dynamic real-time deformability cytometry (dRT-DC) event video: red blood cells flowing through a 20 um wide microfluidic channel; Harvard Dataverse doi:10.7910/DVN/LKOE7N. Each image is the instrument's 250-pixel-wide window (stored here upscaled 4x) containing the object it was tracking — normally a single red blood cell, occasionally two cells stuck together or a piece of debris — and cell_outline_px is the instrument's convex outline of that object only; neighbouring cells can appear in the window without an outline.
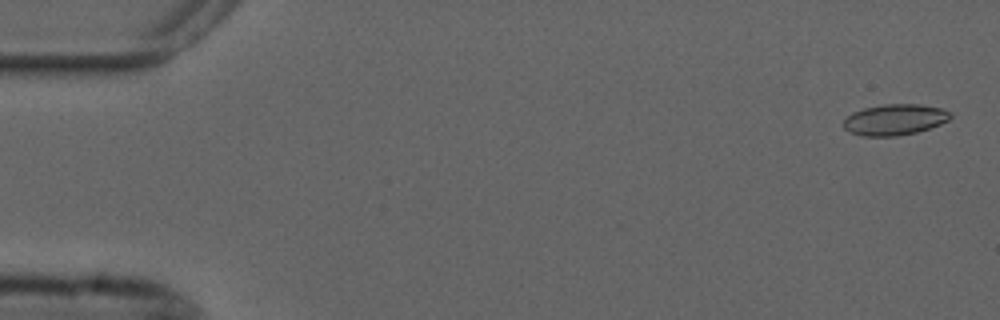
{"species": "common noctule bat (a hibernating species)", "species_latin": "Nyctalus noctula", "temperature_condition": "cold", "stored_images_in_passage": 55, "camera_frame_rate_fps": 3000, "um_per_image_px": 0.085, "animal": {"sex": "male", "forearm_length_mm": 52.5}, "frame": {"image": 1, "passage_image": 2, "time_ms": 0.333, "image_size_px": [1000, 320], "cell_outline_px": [[952, 116], [948, 120], [940, 124], [916, 132], [896, 136], [864, 136], [848, 132], [844, 128], [844, 120], [852, 112], [864, 108], [884, 104], [920, 104], [940, 108], [952, 112]], "centroid_in_image_um": [76.05, 10.16], "position_along_channel_um": 9.0, "area_um2": 19.25}}
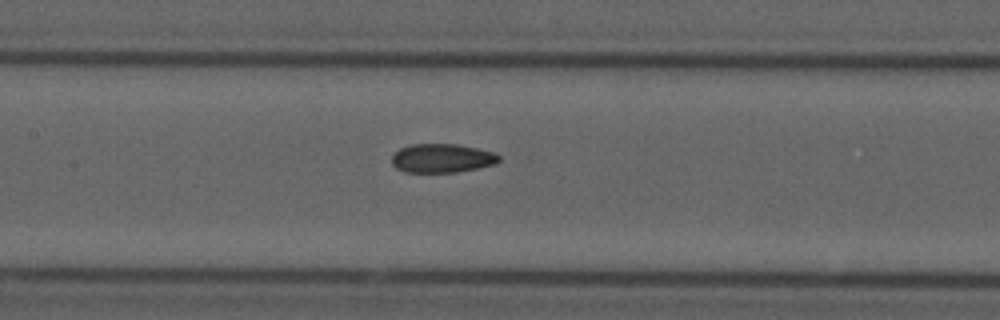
{"frame": {"image": 2, "passage_image": 26, "time_ms": 8.333, "image_size_px": [1000, 320], "cell_outline_px": [[500, 160], [496, 164], [456, 172], [404, 172], [396, 168], [392, 164], [392, 156], [400, 148], [412, 144], [456, 144], [496, 152], [500, 156]], "centroid_in_image_um": [37.58, 13.45], "position_along_channel_um": 169.8, "area_um2": 18.03}}
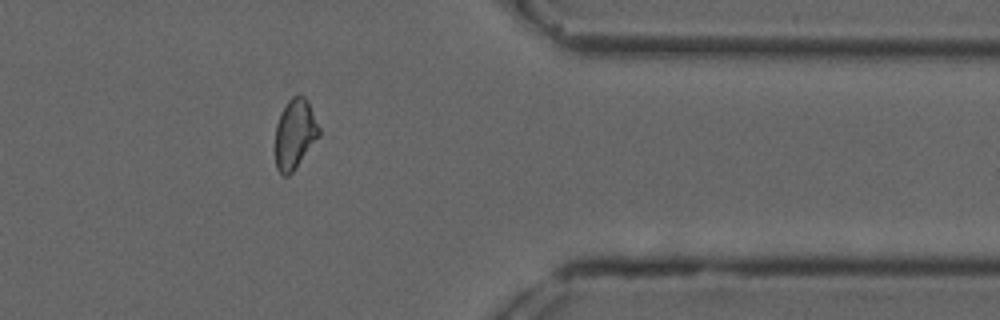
{"frame": {"image": 3, "passage_image": 45, "time_ms": 14.667, "image_size_px": [1000, 320], "cell_outline_px": [[320, 136], [292, 172], [288, 176], [284, 176], [276, 168], [276, 124], [280, 112], [288, 100], [292, 96], [304, 96], [308, 100], [320, 128]], "centroid_in_image_um": [25.07, 11.36], "position_along_channel_um": 386.3, "area_um2": 17.8}, "authors_computed_cell_mechanics": {"area_um2": 18.4382, "velocity_mm_per_s": 3.6892, "shape_relaxation_time_tau1_ms": null, "shape_relaxation_time_tau2_ms": 2.7386, "deformation_change_tau1": null, "deformation_change_tau2": 0.07}}